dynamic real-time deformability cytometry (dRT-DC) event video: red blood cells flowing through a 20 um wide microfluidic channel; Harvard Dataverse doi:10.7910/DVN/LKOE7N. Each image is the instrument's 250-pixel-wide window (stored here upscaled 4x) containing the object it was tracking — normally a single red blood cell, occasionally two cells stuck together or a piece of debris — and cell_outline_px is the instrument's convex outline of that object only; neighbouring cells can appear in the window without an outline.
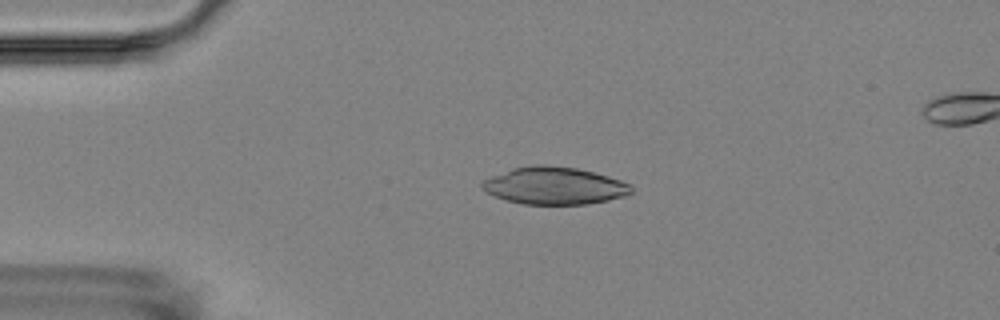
{"species": "Egyptian fruit bat (a non-hibernating species)", "species_latin": "Rousettus aegyptiacus", "temperature_condition": "room temperature", "stored_images_in_passage": 5, "camera_frame_rate_fps": 3000, "um_per_image_px": 0.085, "animal": {"sex": "female"}, "frame": {"image": 1, "passage_image": 3, "time_ms": 2.333, "image_size_px": [1000, 320], "cell_outline_px": [[632, 192], [624, 196], [608, 200], [588, 204], [524, 204], [504, 200], [480, 188], [480, 184], [484, 180], [492, 176], [512, 168], [536, 164], [548, 164], [576, 168], [608, 176], [620, 180], [628, 184], [632, 188]], "centroid_in_image_um": [47.09, 15.78], "position_along_channel_um": 37.9, "area_um2": 32.37}}